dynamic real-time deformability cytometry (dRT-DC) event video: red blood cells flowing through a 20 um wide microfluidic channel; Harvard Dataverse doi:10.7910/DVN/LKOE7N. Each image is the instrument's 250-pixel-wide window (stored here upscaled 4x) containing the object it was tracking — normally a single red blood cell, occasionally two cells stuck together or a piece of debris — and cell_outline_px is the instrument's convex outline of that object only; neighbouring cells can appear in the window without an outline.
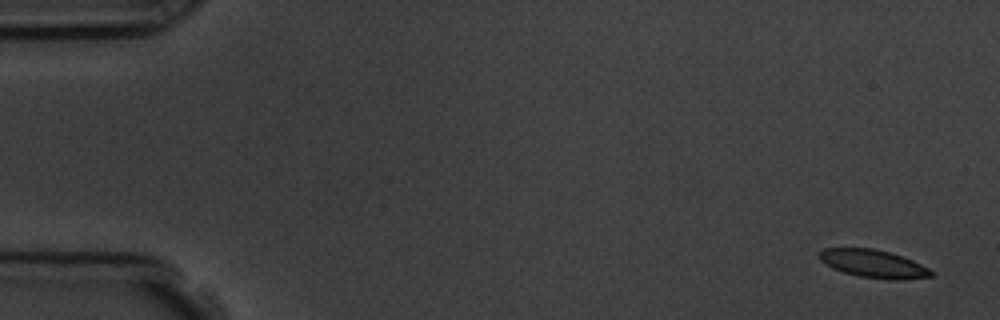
{"species": "common noctule bat (a hibernating species)", "species_latin": "Nyctalus noctula", "temperature_condition": "room temperature", "stored_images_in_passage": 5, "camera_frame_rate_fps": 3000, "um_per_image_px": 0.085, "animal": {"sex": "male", "body_mass_g": 19.5, "forearm_length_mm": 54.6}, "frame": {"image": 1, "passage_image": 1, "time_ms": 0.0, "image_size_px": [1000, 320], "cell_outline_px": [[936, 272], [932, 276], [904, 280], [892, 280], [860, 276], [844, 272], [832, 268], [820, 260], [820, 252], [824, 248], [872, 248], [888, 252], [912, 260]], "centroid_in_image_um": [74.27, 22.43], "position_along_channel_um": 10.7, "area_um2": 18.03}}
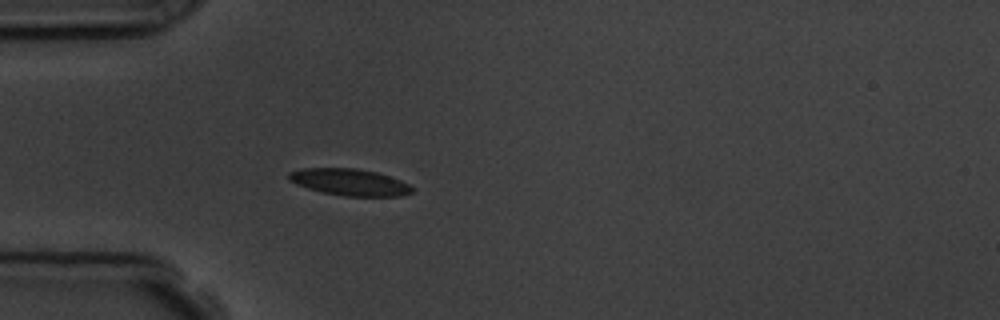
{"frame": {"image": 2, "passage_image": 5, "time_ms": 4.667, "image_size_px": [1000, 320], "cell_outline_px": [[416, 188], [412, 192], [400, 196], [344, 196], [324, 192], [308, 188], [296, 184], [288, 180], [288, 172], [300, 168], [356, 168], [376, 172], [400, 180]], "centroid_in_image_um": [29.71, 15.48], "position_along_channel_um": 55.3, "area_um2": 19.19}}